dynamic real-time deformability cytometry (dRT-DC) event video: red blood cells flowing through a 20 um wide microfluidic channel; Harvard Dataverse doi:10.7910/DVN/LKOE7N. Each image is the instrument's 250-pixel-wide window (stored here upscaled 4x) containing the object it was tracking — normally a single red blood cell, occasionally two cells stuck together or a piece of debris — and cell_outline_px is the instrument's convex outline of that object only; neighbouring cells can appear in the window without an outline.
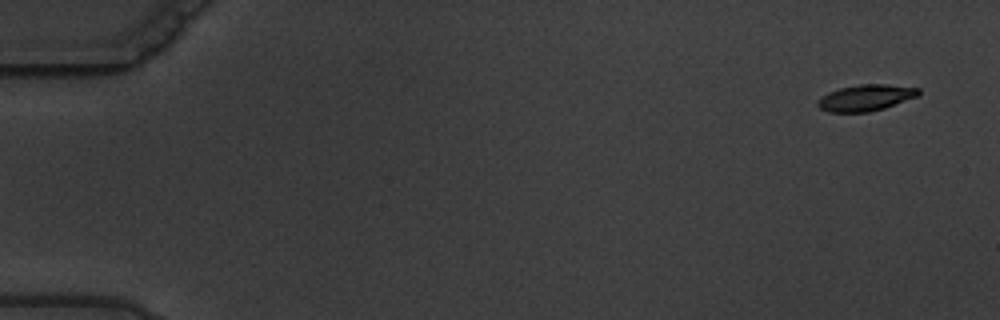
{"species": "common noctule bat (a hibernating species)", "species_latin": "Nyctalus noctula", "temperature_condition": "warm", "stored_images_in_passage": 7, "camera_frame_rate_fps": 3000, "um_per_image_px": 0.085, "animal": {"sex": "male", "body_mass_g": 19.5, "forearm_length_mm": 54.6}, "frame": {"image": 1, "passage_image": 2, "time_ms": 1.0, "image_size_px": [1000, 320], "cell_outline_px": [[920, 96], [884, 108], [868, 112], [828, 112], [820, 108], [816, 104], [816, 100], [820, 96], [828, 92], [840, 88], [860, 84], [888, 84], [920, 88]], "centroid_in_image_um": [73.59, 8.3], "position_along_channel_um": 11.4, "area_um2": 15.66}}